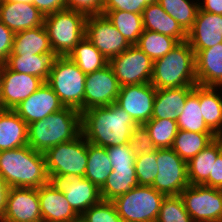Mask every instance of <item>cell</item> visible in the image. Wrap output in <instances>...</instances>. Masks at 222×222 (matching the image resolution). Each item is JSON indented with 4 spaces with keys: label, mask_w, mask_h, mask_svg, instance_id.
Wrapping results in <instances>:
<instances>
[{
    "label": "cell",
    "mask_w": 222,
    "mask_h": 222,
    "mask_svg": "<svg viewBox=\"0 0 222 222\" xmlns=\"http://www.w3.org/2000/svg\"><path fill=\"white\" fill-rule=\"evenodd\" d=\"M82 134L96 146L112 147L128 144L132 128L137 124L116 103L92 107L81 113Z\"/></svg>",
    "instance_id": "1"
},
{
    "label": "cell",
    "mask_w": 222,
    "mask_h": 222,
    "mask_svg": "<svg viewBox=\"0 0 222 222\" xmlns=\"http://www.w3.org/2000/svg\"><path fill=\"white\" fill-rule=\"evenodd\" d=\"M0 176L9 187L39 188L50 182L44 153L29 145L0 151Z\"/></svg>",
    "instance_id": "2"
},
{
    "label": "cell",
    "mask_w": 222,
    "mask_h": 222,
    "mask_svg": "<svg viewBox=\"0 0 222 222\" xmlns=\"http://www.w3.org/2000/svg\"><path fill=\"white\" fill-rule=\"evenodd\" d=\"M81 133V112L64 107L45 119L28 124V145L45 153L55 145L74 140Z\"/></svg>",
    "instance_id": "3"
},
{
    "label": "cell",
    "mask_w": 222,
    "mask_h": 222,
    "mask_svg": "<svg viewBox=\"0 0 222 222\" xmlns=\"http://www.w3.org/2000/svg\"><path fill=\"white\" fill-rule=\"evenodd\" d=\"M156 89L194 87L195 53L188 41L179 42L165 56L153 61L150 82Z\"/></svg>",
    "instance_id": "4"
},
{
    "label": "cell",
    "mask_w": 222,
    "mask_h": 222,
    "mask_svg": "<svg viewBox=\"0 0 222 222\" xmlns=\"http://www.w3.org/2000/svg\"><path fill=\"white\" fill-rule=\"evenodd\" d=\"M87 15L72 9L58 10L44 17L53 52L58 56H68L84 38Z\"/></svg>",
    "instance_id": "5"
},
{
    "label": "cell",
    "mask_w": 222,
    "mask_h": 222,
    "mask_svg": "<svg viewBox=\"0 0 222 222\" xmlns=\"http://www.w3.org/2000/svg\"><path fill=\"white\" fill-rule=\"evenodd\" d=\"M88 141L81 133L74 140L55 145L45 153L50 182L69 176L84 177L87 166Z\"/></svg>",
    "instance_id": "6"
},
{
    "label": "cell",
    "mask_w": 222,
    "mask_h": 222,
    "mask_svg": "<svg viewBox=\"0 0 222 222\" xmlns=\"http://www.w3.org/2000/svg\"><path fill=\"white\" fill-rule=\"evenodd\" d=\"M86 76L68 56H59L46 83L65 107L75 108L82 113Z\"/></svg>",
    "instance_id": "7"
},
{
    "label": "cell",
    "mask_w": 222,
    "mask_h": 222,
    "mask_svg": "<svg viewBox=\"0 0 222 222\" xmlns=\"http://www.w3.org/2000/svg\"><path fill=\"white\" fill-rule=\"evenodd\" d=\"M164 198L152 186L138 185L112 202L124 222H156Z\"/></svg>",
    "instance_id": "8"
},
{
    "label": "cell",
    "mask_w": 222,
    "mask_h": 222,
    "mask_svg": "<svg viewBox=\"0 0 222 222\" xmlns=\"http://www.w3.org/2000/svg\"><path fill=\"white\" fill-rule=\"evenodd\" d=\"M158 174L152 187L165 196H178L189 186L187 162L172 148L157 149Z\"/></svg>",
    "instance_id": "9"
},
{
    "label": "cell",
    "mask_w": 222,
    "mask_h": 222,
    "mask_svg": "<svg viewBox=\"0 0 222 222\" xmlns=\"http://www.w3.org/2000/svg\"><path fill=\"white\" fill-rule=\"evenodd\" d=\"M180 197L193 222H222V189L189 185Z\"/></svg>",
    "instance_id": "10"
},
{
    "label": "cell",
    "mask_w": 222,
    "mask_h": 222,
    "mask_svg": "<svg viewBox=\"0 0 222 222\" xmlns=\"http://www.w3.org/2000/svg\"><path fill=\"white\" fill-rule=\"evenodd\" d=\"M109 65L120 86L151 82L153 61L136 45L110 59Z\"/></svg>",
    "instance_id": "11"
},
{
    "label": "cell",
    "mask_w": 222,
    "mask_h": 222,
    "mask_svg": "<svg viewBox=\"0 0 222 222\" xmlns=\"http://www.w3.org/2000/svg\"><path fill=\"white\" fill-rule=\"evenodd\" d=\"M85 36L108 61L131 46L104 14L87 16Z\"/></svg>",
    "instance_id": "12"
},
{
    "label": "cell",
    "mask_w": 222,
    "mask_h": 222,
    "mask_svg": "<svg viewBox=\"0 0 222 222\" xmlns=\"http://www.w3.org/2000/svg\"><path fill=\"white\" fill-rule=\"evenodd\" d=\"M44 81L31 74L18 73L0 65V109H14L38 90Z\"/></svg>",
    "instance_id": "13"
},
{
    "label": "cell",
    "mask_w": 222,
    "mask_h": 222,
    "mask_svg": "<svg viewBox=\"0 0 222 222\" xmlns=\"http://www.w3.org/2000/svg\"><path fill=\"white\" fill-rule=\"evenodd\" d=\"M156 90L151 83L121 86L115 103L125 110L137 125H144L152 119Z\"/></svg>",
    "instance_id": "14"
},
{
    "label": "cell",
    "mask_w": 222,
    "mask_h": 222,
    "mask_svg": "<svg viewBox=\"0 0 222 222\" xmlns=\"http://www.w3.org/2000/svg\"><path fill=\"white\" fill-rule=\"evenodd\" d=\"M120 87L109 64L100 70L88 73L85 80L84 111L115 103Z\"/></svg>",
    "instance_id": "15"
},
{
    "label": "cell",
    "mask_w": 222,
    "mask_h": 222,
    "mask_svg": "<svg viewBox=\"0 0 222 222\" xmlns=\"http://www.w3.org/2000/svg\"><path fill=\"white\" fill-rule=\"evenodd\" d=\"M0 222H42L38 188L10 187Z\"/></svg>",
    "instance_id": "16"
},
{
    "label": "cell",
    "mask_w": 222,
    "mask_h": 222,
    "mask_svg": "<svg viewBox=\"0 0 222 222\" xmlns=\"http://www.w3.org/2000/svg\"><path fill=\"white\" fill-rule=\"evenodd\" d=\"M65 106L60 102L53 89L46 83L23 100L13 110L27 124L45 119Z\"/></svg>",
    "instance_id": "17"
},
{
    "label": "cell",
    "mask_w": 222,
    "mask_h": 222,
    "mask_svg": "<svg viewBox=\"0 0 222 222\" xmlns=\"http://www.w3.org/2000/svg\"><path fill=\"white\" fill-rule=\"evenodd\" d=\"M38 196L42 222H76L80 219L55 182L40 186Z\"/></svg>",
    "instance_id": "18"
},
{
    "label": "cell",
    "mask_w": 222,
    "mask_h": 222,
    "mask_svg": "<svg viewBox=\"0 0 222 222\" xmlns=\"http://www.w3.org/2000/svg\"><path fill=\"white\" fill-rule=\"evenodd\" d=\"M55 183L79 216L102 200L100 189L85 177L69 176L56 180Z\"/></svg>",
    "instance_id": "19"
},
{
    "label": "cell",
    "mask_w": 222,
    "mask_h": 222,
    "mask_svg": "<svg viewBox=\"0 0 222 222\" xmlns=\"http://www.w3.org/2000/svg\"><path fill=\"white\" fill-rule=\"evenodd\" d=\"M193 51H201L222 43V15L198 10L193 27L187 32Z\"/></svg>",
    "instance_id": "20"
},
{
    "label": "cell",
    "mask_w": 222,
    "mask_h": 222,
    "mask_svg": "<svg viewBox=\"0 0 222 222\" xmlns=\"http://www.w3.org/2000/svg\"><path fill=\"white\" fill-rule=\"evenodd\" d=\"M0 22L17 33L44 25V15L32 3L0 0Z\"/></svg>",
    "instance_id": "21"
},
{
    "label": "cell",
    "mask_w": 222,
    "mask_h": 222,
    "mask_svg": "<svg viewBox=\"0 0 222 222\" xmlns=\"http://www.w3.org/2000/svg\"><path fill=\"white\" fill-rule=\"evenodd\" d=\"M194 53L197 84L222 88V43Z\"/></svg>",
    "instance_id": "22"
},
{
    "label": "cell",
    "mask_w": 222,
    "mask_h": 222,
    "mask_svg": "<svg viewBox=\"0 0 222 222\" xmlns=\"http://www.w3.org/2000/svg\"><path fill=\"white\" fill-rule=\"evenodd\" d=\"M194 87L157 89L153 103L152 119L177 121L182 114L187 96Z\"/></svg>",
    "instance_id": "23"
},
{
    "label": "cell",
    "mask_w": 222,
    "mask_h": 222,
    "mask_svg": "<svg viewBox=\"0 0 222 222\" xmlns=\"http://www.w3.org/2000/svg\"><path fill=\"white\" fill-rule=\"evenodd\" d=\"M28 145V124L12 109H0V151Z\"/></svg>",
    "instance_id": "24"
},
{
    "label": "cell",
    "mask_w": 222,
    "mask_h": 222,
    "mask_svg": "<svg viewBox=\"0 0 222 222\" xmlns=\"http://www.w3.org/2000/svg\"><path fill=\"white\" fill-rule=\"evenodd\" d=\"M143 28L175 38L178 42L187 40V32L160 4L148 5L142 12Z\"/></svg>",
    "instance_id": "25"
},
{
    "label": "cell",
    "mask_w": 222,
    "mask_h": 222,
    "mask_svg": "<svg viewBox=\"0 0 222 222\" xmlns=\"http://www.w3.org/2000/svg\"><path fill=\"white\" fill-rule=\"evenodd\" d=\"M58 57L53 51L37 55L10 54L4 65L12 71L31 74L46 82Z\"/></svg>",
    "instance_id": "26"
},
{
    "label": "cell",
    "mask_w": 222,
    "mask_h": 222,
    "mask_svg": "<svg viewBox=\"0 0 222 222\" xmlns=\"http://www.w3.org/2000/svg\"><path fill=\"white\" fill-rule=\"evenodd\" d=\"M45 25L14 33L12 51L16 55H37L52 52Z\"/></svg>",
    "instance_id": "27"
},
{
    "label": "cell",
    "mask_w": 222,
    "mask_h": 222,
    "mask_svg": "<svg viewBox=\"0 0 222 222\" xmlns=\"http://www.w3.org/2000/svg\"><path fill=\"white\" fill-rule=\"evenodd\" d=\"M221 152L222 137H217L187 163L190 185H202L212 175L213 161Z\"/></svg>",
    "instance_id": "28"
},
{
    "label": "cell",
    "mask_w": 222,
    "mask_h": 222,
    "mask_svg": "<svg viewBox=\"0 0 222 222\" xmlns=\"http://www.w3.org/2000/svg\"><path fill=\"white\" fill-rule=\"evenodd\" d=\"M218 87L200 85V108L208 128L222 137V97Z\"/></svg>",
    "instance_id": "29"
},
{
    "label": "cell",
    "mask_w": 222,
    "mask_h": 222,
    "mask_svg": "<svg viewBox=\"0 0 222 222\" xmlns=\"http://www.w3.org/2000/svg\"><path fill=\"white\" fill-rule=\"evenodd\" d=\"M178 130L197 133H213L207 126L200 108V85H195L187 96L184 110L177 119Z\"/></svg>",
    "instance_id": "30"
},
{
    "label": "cell",
    "mask_w": 222,
    "mask_h": 222,
    "mask_svg": "<svg viewBox=\"0 0 222 222\" xmlns=\"http://www.w3.org/2000/svg\"><path fill=\"white\" fill-rule=\"evenodd\" d=\"M216 138L217 136L214 133H197L178 130L171 148L180 158L188 163Z\"/></svg>",
    "instance_id": "31"
},
{
    "label": "cell",
    "mask_w": 222,
    "mask_h": 222,
    "mask_svg": "<svg viewBox=\"0 0 222 222\" xmlns=\"http://www.w3.org/2000/svg\"><path fill=\"white\" fill-rule=\"evenodd\" d=\"M87 156L84 177L100 189L113 171L109 155L105 147L96 146L88 142Z\"/></svg>",
    "instance_id": "32"
},
{
    "label": "cell",
    "mask_w": 222,
    "mask_h": 222,
    "mask_svg": "<svg viewBox=\"0 0 222 222\" xmlns=\"http://www.w3.org/2000/svg\"><path fill=\"white\" fill-rule=\"evenodd\" d=\"M138 186L135 168H113L105 184L100 188L104 201H113Z\"/></svg>",
    "instance_id": "33"
},
{
    "label": "cell",
    "mask_w": 222,
    "mask_h": 222,
    "mask_svg": "<svg viewBox=\"0 0 222 222\" xmlns=\"http://www.w3.org/2000/svg\"><path fill=\"white\" fill-rule=\"evenodd\" d=\"M68 57L85 74L100 70L109 64L107 58L86 37L74 47Z\"/></svg>",
    "instance_id": "34"
},
{
    "label": "cell",
    "mask_w": 222,
    "mask_h": 222,
    "mask_svg": "<svg viewBox=\"0 0 222 222\" xmlns=\"http://www.w3.org/2000/svg\"><path fill=\"white\" fill-rule=\"evenodd\" d=\"M123 35L130 45H136L143 33L142 14L127 11H101Z\"/></svg>",
    "instance_id": "35"
},
{
    "label": "cell",
    "mask_w": 222,
    "mask_h": 222,
    "mask_svg": "<svg viewBox=\"0 0 222 222\" xmlns=\"http://www.w3.org/2000/svg\"><path fill=\"white\" fill-rule=\"evenodd\" d=\"M179 42L170 36L158 32L143 30L136 44L152 61L165 56Z\"/></svg>",
    "instance_id": "36"
},
{
    "label": "cell",
    "mask_w": 222,
    "mask_h": 222,
    "mask_svg": "<svg viewBox=\"0 0 222 222\" xmlns=\"http://www.w3.org/2000/svg\"><path fill=\"white\" fill-rule=\"evenodd\" d=\"M189 0H159L158 3L182 28L188 32L194 25L199 2Z\"/></svg>",
    "instance_id": "37"
},
{
    "label": "cell",
    "mask_w": 222,
    "mask_h": 222,
    "mask_svg": "<svg viewBox=\"0 0 222 222\" xmlns=\"http://www.w3.org/2000/svg\"><path fill=\"white\" fill-rule=\"evenodd\" d=\"M156 149L171 148L178 132L177 121L150 119L144 124Z\"/></svg>",
    "instance_id": "38"
},
{
    "label": "cell",
    "mask_w": 222,
    "mask_h": 222,
    "mask_svg": "<svg viewBox=\"0 0 222 222\" xmlns=\"http://www.w3.org/2000/svg\"><path fill=\"white\" fill-rule=\"evenodd\" d=\"M156 222H193L180 195L165 196Z\"/></svg>",
    "instance_id": "39"
},
{
    "label": "cell",
    "mask_w": 222,
    "mask_h": 222,
    "mask_svg": "<svg viewBox=\"0 0 222 222\" xmlns=\"http://www.w3.org/2000/svg\"><path fill=\"white\" fill-rule=\"evenodd\" d=\"M157 149L141 155H136L135 170L138 185L151 186L158 174L156 161Z\"/></svg>",
    "instance_id": "40"
},
{
    "label": "cell",
    "mask_w": 222,
    "mask_h": 222,
    "mask_svg": "<svg viewBox=\"0 0 222 222\" xmlns=\"http://www.w3.org/2000/svg\"><path fill=\"white\" fill-rule=\"evenodd\" d=\"M80 220L82 222H124L118 215L114 203L104 200L87 209L80 216Z\"/></svg>",
    "instance_id": "41"
},
{
    "label": "cell",
    "mask_w": 222,
    "mask_h": 222,
    "mask_svg": "<svg viewBox=\"0 0 222 222\" xmlns=\"http://www.w3.org/2000/svg\"><path fill=\"white\" fill-rule=\"evenodd\" d=\"M112 168H135L136 155L130 144L106 148Z\"/></svg>",
    "instance_id": "42"
},
{
    "label": "cell",
    "mask_w": 222,
    "mask_h": 222,
    "mask_svg": "<svg viewBox=\"0 0 222 222\" xmlns=\"http://www.w3.org/2000/svg\"><path fill=\"white\" fill-rule=\"evenodd\" d=\"M129 144L135 155L146 154L156 150L144 125H136L132 128Z\"/></svg>",
    "instance_id": "43"
},
{
    "label": "cell",
    "mask_w": 222,
    "mask_h": 222,
    "mask_svg": "<svg viewBox=\"0 0 222 222\" xmlns=\"http://www.w3.org/2000/svg\"><path fill=\"white\" fill-rule=\"evenodd\" d=\"M103 0H66V8L89 15L101 14Z\"/></svg>",
    "instance_id": "44"
},
{
    "label": "cell",
    "mask_w": 222,
    "mask_h": 222,
    "mask_svg": "<svg viewBox=\"0 0 222 222\" xmlns=\"http://www.w3.org/2000/svg\"><path fill=\"white\" fill-rule=\"evenodd\" d=\"M118 10L140 14V0H103L102 11Z\"/></svg>",
    "instance_id": "45"
},
{
    "label": "cell",
    "mask_w": 222,
    "mask_h": 222,
    "mask_svg": "<svg viewBox=\"0 0 222 222\" xmlns=\"http://www.w3.org/2000/svg\"><path fill=\"white\" fill-rule=\"evenodd\" d=\"M14 33L0 22V65L4 64L12 51Z\"/></svg>",
    "instance_id": "46"
},
{
    "label": "cell",
    "mask_w": 222,
    "mask_h": 222,
    "mask_svg": "<svg viewBox=\"0 0 222 222\" xmlns=\"http://www.w3.org/2000/svg\"><path fill=\"white\" fill-rule=\"evenodd\" d=\"M32 4L44 17L66 8V0H32Z\"/></svg>",
    "instance_id": "47"
},
{
    "label": "cell",
    "mask_w": 222,
    "mask_h": 222,
    "mask_svg": "<svg viewBox=\"0 0 222 222\" xmlns=\"http://www.w3.org/2000/svg\"><path fill=\"white\" fill-rule=\"evenodd\" d=\"M208 187L222 189V152L213 161L212 175L202 184Z\"/></svg>",
    "instance_id": "48"
},
{
    "label": "cell",
    "mask_w": 222,
    "mask_h": 222,
    "mask_svg": "<svg viewBox=\"0 0 222 222\" xmlns=\"http://www.w3.org/2000/svg\"><path fill=\"white\" fill-rule=\"evenodd\" d=\"M199 4L202 11L222 15V0H203Z\"/></svg>",
    "instance_id": "49"
},
{
    "label": "cell",
    "mask_w": 222,
    "mask_h": 222,
    "mask_svg": "<svg viewBox=\"0 0 222 222\" xmlns=\"http://www.w3.org/2000/svg\"><path fill=\"white\" fill-rule=\"evenodd\" d=\"M9 188L10 187L6 184L5 180L0 176V221L5 210Z\"/></svg>",
    "instance_id": "50"
},
{
    "label": "cell",
    "mask_w": 222,
    "mask_h": 222,
    "mask_svg": "<svg viewBox=\"0 0 222 222\" xmlns=\"http://www.w3.org/2000/svg\"><path fill=\"white\" fill-rule=\"evenodd\" d=\"M159 0H140V14H142L143 10L153 3H157Z\"/></svg>",
    "instance_id": "51"
},
{
    "label": "cell",
    "mask_w": 222,
    "mask_h": 222,
    "mask_svg": "<svg viewBox=\"0 0 222 222\" xmlns=\"http://www.w3.org/2000/svg\"><path fill=\"white\" fill-rule=\"evenodd\" d=\"M18 3H32V0H10Z\"/></svg>",
    "instance_id": "52"
}]
</instances>
